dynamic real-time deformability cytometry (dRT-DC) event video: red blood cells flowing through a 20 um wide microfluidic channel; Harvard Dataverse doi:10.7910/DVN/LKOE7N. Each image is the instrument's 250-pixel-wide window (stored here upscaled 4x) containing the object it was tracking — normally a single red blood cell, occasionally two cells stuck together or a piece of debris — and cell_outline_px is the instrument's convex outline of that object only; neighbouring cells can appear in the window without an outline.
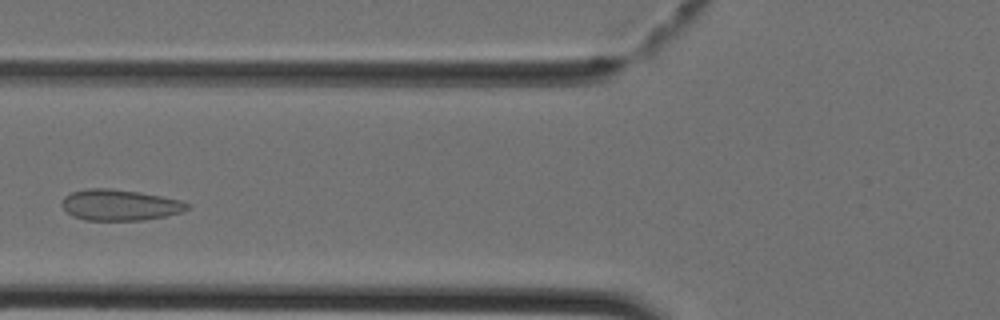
{"species": "Egyptian fruit bat (a non-hibernating species)", "species_latin": "Rousettus aegyptiacus", "temperature_condition": "cold", "stored_images_in_passage": 32, "camera_frame_rate_fps": 3000, "um_per_image_px": 0.085, "animal": {"sex": "female"}, "frame": {"image": 1, "passage_image": 6, "time_ms": 1.667, "image_size_px": [1000, 320], "cell_outline_px": [[188, 208], [180, 212], [164, 216], [144, 220], [88, 220], [72, 216], [60, 204], [64, 196], [72, 192], [88, 188], [108, 188], [140, 192], [180, 200], [188, 204]], "centroid_in_image_um": [10.14, 17.42], "position_along_channel_um": 115.7, "area_um2": 22.43}}
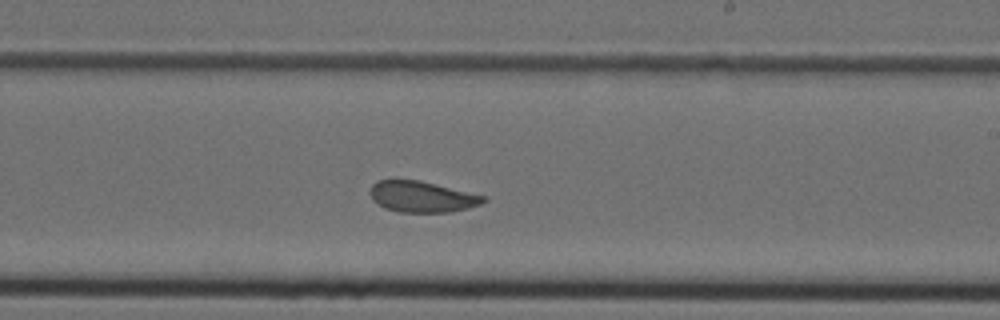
{"frame": {"image": 2, "passage_image": 15, "time_ms": 4.667, "image_size_px": [1000, 320], "cell_outline_px": [[488, 200], [480, 204], [468, 208], [448, 212], [400, 212], [384, 208], [372, 200], [368, 192], [372, 184], [376, 180], [420, 180], [484, 196]], "centroid_in_image_um": [35.81, 16.72], "position_along_channel_um": 253.2, "area_um2": 20.46}}
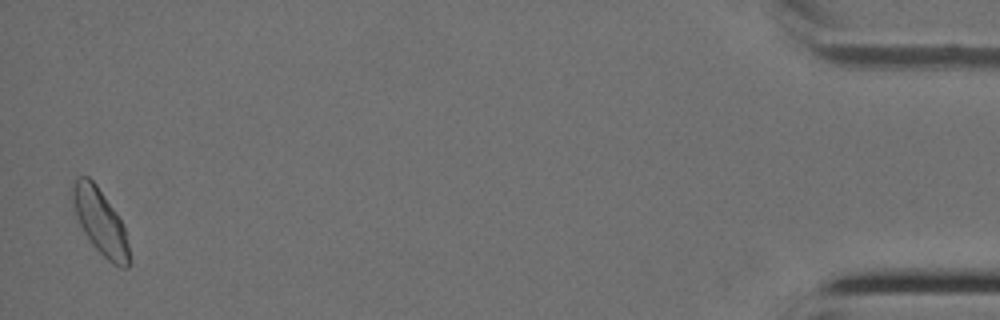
{"frame": {"image": 3, "passage_image": 32, "time_ms": 10.333, "image_size_px": [1000, 320], "cell_outline_px": [[128, 268], [120, 268], [112, 264], [92, 244], [84, 232], [76, 216], [72, 200], [72, 188], [76, 176], [88, 176], [96, 184], [116, 212], [124, 228], [128, 244]], "centroid_in_image_um": [8.5, 18.83], "position_along_channel_um": 426.7, "area_um2": 21.21}}